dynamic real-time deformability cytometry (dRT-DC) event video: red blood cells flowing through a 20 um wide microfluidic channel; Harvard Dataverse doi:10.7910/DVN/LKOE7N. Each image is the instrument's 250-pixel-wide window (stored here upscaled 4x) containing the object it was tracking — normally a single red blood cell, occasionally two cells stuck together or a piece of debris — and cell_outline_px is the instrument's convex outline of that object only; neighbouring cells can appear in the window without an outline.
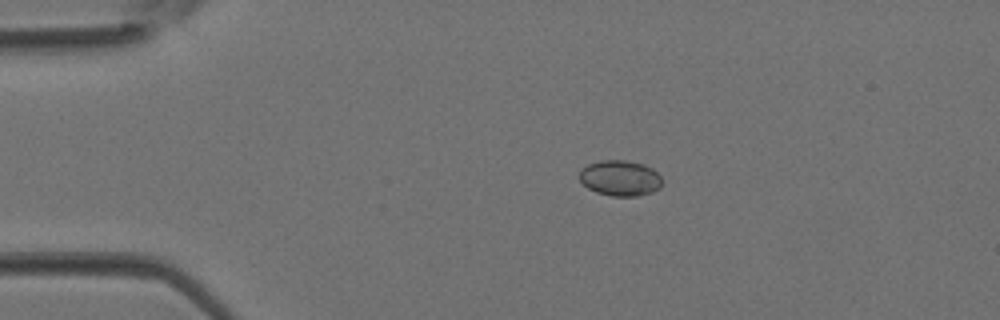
{"species": "Egyptian fruit bat (a non-hibernating species)", "species_latin": "Rousettus aegyptiacus", "temperature_condition": "room temperature", "stored_images_in_passage": 2, "camera_frame_rate_fps": 3000, "um_per_image_px": 0.085, "animal": {"sex": "female"}, "frame": {"image": 1, "passage_image": 1, "time_ms": 0.0, "image_size_px": [1000, 320], "cell_outline_px": [[660, 188], [652, 192], [636, 196], [612, 196], [596, 192], [588, 188], [580, 180], [580, 172], [588, 164], [600, 160], [624, 160], [644, 164], [652, 168], [660, 176]], "centroid_in_image_um": [52.71, 15.14], "position_along_channel_um": 32.3, "area_um2": 16.99}}